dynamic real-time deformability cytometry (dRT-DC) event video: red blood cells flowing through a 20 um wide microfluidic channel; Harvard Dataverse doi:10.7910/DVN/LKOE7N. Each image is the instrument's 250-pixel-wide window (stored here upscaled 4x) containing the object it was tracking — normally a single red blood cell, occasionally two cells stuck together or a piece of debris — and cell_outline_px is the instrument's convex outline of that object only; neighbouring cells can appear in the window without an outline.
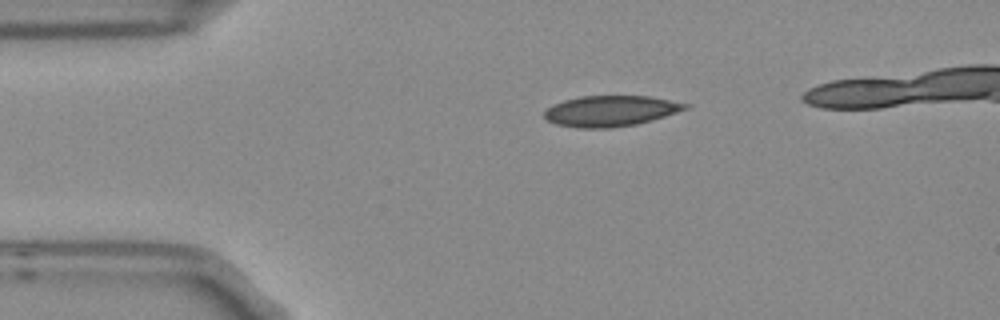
{"species": "Egyptian fruit bat (a non-hibernating species)", "species_latin": "Rousettus aegyptiacus", "temperature_condition": "room temperature", "stored_images_in_passage": 3, "camera_frame_rate_fps": 3000, "um_per_image_px": 0.085, "frame": {"image": 1, "passage_image": 1, "time_ms": 0.0, "image_size_px": [1000, 320], "cell_outline_px": [[688, 108], [652, 120], [636, 124], [608, 128], [580, 128], [556, 124], [548, 120], [544, 116], [544, 112], [552, 104], [564, 100], [580, 96], [648, 96], [688, 104]], "centroid_in_image_um": [51.85, 9.43], "position_along_channel_um": 33.1, "area_um2": 24.97}}